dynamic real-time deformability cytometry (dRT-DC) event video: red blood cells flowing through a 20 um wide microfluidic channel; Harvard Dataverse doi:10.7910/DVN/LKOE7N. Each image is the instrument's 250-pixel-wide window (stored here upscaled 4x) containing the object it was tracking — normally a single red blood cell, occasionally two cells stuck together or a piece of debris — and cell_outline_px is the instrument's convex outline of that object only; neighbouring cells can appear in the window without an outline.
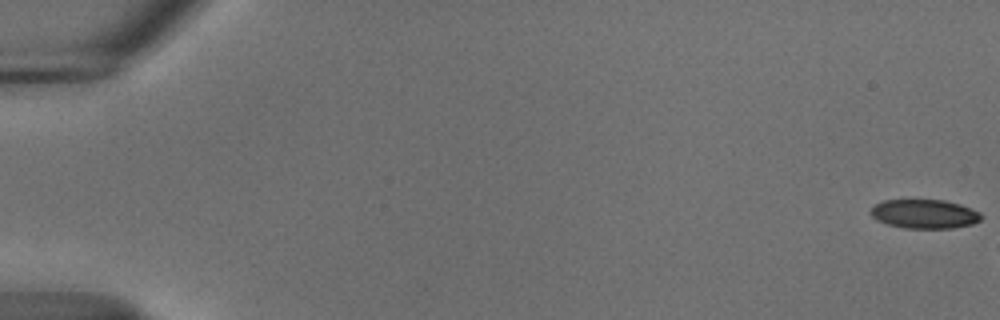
{"species": "common noctule bat (a hibernating species)", "species_latin": "Nyctalus noctula", "temperature_condition": "cold", "stored_images_in_passage": 16, "camera_frame_rate_fps": 3000, "um_per_image_px": 0.085, "animal": {"sex": "male", "body_mass_g": 18.8}, "frame": {"image": 1, "passage_image": 1, "time_ms": 0.0, "image_size_px": [1000, 320], "cell_outline_px": [[984, 216], [980, 220], [972, 224], [952, 228], [904, 228], [888, 224], [876, 220], [868, 212], [876, 204], [884, 200], [944, 200], [960, 204], [980, 212]], "centroid_in_image_um": [78.58, 18.18], "position_along_channel_um": 6.4, "area_um2": 18.73}}
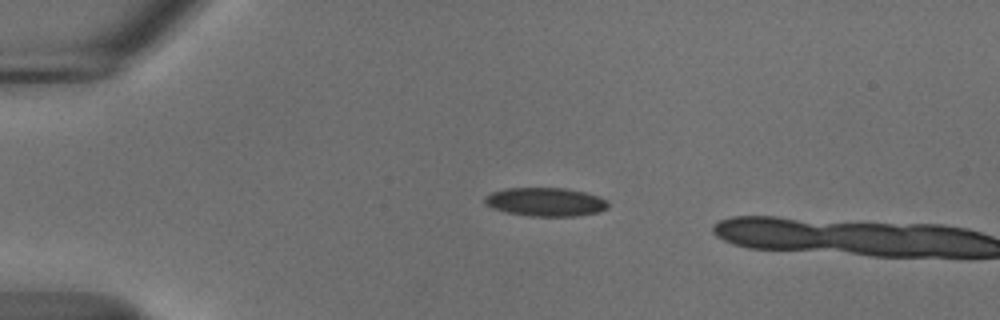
{"frame": {"image": 2, "passage_image": 14, "time_ms": 4.333, "image_size_px": [1000, 320], "cell_outline_px": [[608, 208], [600, 212], [576, 216], [528, 216], [508, 212], [492, 208], [484, 204], [484, 196], [492, 192], [504, 188], [564, 188], [584, 192], [600, 196], [608, 200]], "centroid_in_image_um": [46.38, 17.16], "position_along_channel_um": 38.6, "area_um2": 20.75}}